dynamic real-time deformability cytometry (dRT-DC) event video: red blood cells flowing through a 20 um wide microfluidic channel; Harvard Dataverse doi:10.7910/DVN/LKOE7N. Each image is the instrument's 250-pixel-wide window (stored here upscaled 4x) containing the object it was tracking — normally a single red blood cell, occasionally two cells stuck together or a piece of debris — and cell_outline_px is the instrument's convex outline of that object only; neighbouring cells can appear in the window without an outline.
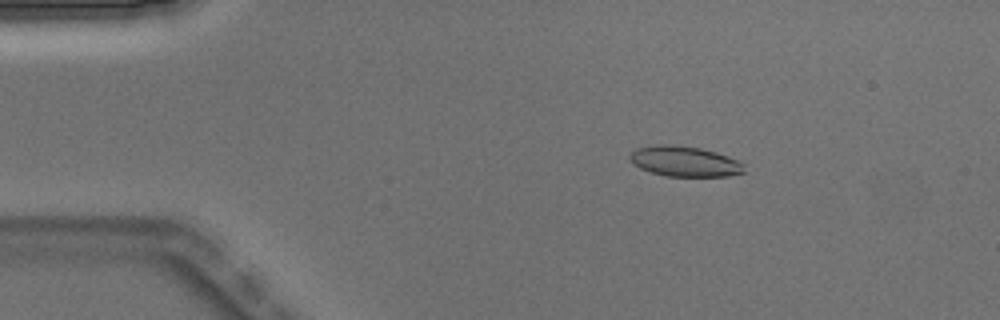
{"species": "Egyptian fruit bat (a non-hibernating species)", "species_latin": "Rousettus aegyptiacus", "temperature_condition": "warm", "stored_images_in_passage": 3, "camera_frame_rate_fps": 3000, "um_per_image_px": 0.085, "animal": {"sex": "male"}, "frame": {"image": 1, "passage_image": 2, "time_ms": 0.333, "image_size_px": [1000, 320], "cell_outline_px": [[744, 172], [728, 176], [668, 176], [652, 172], [640, 168], [632, 164], [628, 156], [636, 148], [656, 144], [672, 144], [700, 148], [716, 152], [728, 156], [744, 164]], "centroid_in_image_um": [58.16, 13.71], "position_along_channel_um": 26.8, "area_um2": 20.23}}